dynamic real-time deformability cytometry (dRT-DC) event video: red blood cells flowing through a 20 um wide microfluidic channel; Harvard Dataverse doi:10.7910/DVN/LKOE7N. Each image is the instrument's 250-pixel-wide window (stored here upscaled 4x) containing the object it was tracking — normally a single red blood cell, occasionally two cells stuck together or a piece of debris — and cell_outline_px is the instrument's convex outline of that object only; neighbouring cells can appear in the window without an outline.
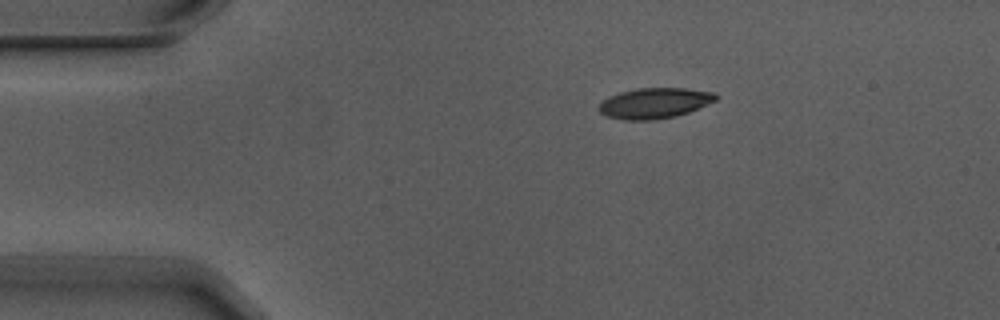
{"species": "Egyptian fruit bat (a non-hibernating species)", "species_latin": "Rousettus aegyptiacus", "temperature_condition": "warm", "stored_images_in_passage": 2, "camera_frame_rate_fps": 3000, "um_per_image_px": 0.085, "animal": {"sex": "male"}, "frame": {"image": 1, "passage_image": 1, "time_ms": 0.0, "image_size_px": [1000, 320], "cell_outline_px": [[716, 100], [688, 112], [676, 116], [656, 120], [624, 120], [608, 116], [600, 112], [596, 108], [608, 96], [620, 92], [640, 88], [684, 88], [712, 92], [716, 96]], "centroid_in_image_um": [55.59, 8.77], "position_along_channel_um": 29.4, "area_um2": 20.63}}